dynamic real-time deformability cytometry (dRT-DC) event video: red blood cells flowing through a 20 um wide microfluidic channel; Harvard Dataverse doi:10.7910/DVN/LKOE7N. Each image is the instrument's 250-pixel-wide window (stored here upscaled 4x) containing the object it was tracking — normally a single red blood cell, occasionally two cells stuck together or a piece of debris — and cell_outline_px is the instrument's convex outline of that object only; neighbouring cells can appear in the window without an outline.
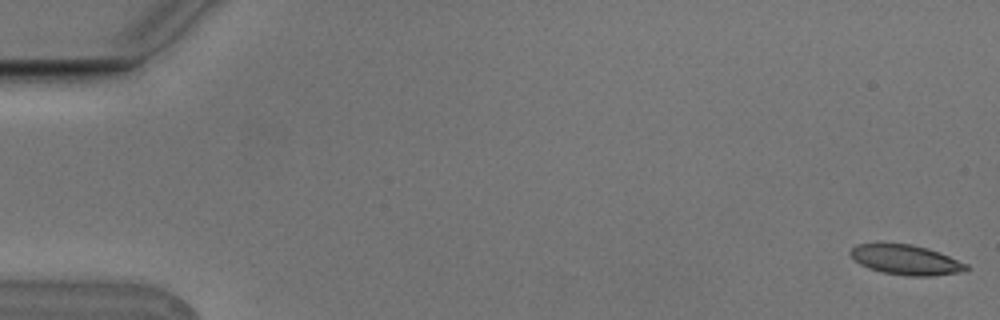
{"species": "Egyptian fruit bat (a non-hibernating species)", "species_latin": "Rousettus aegyptiacus", "temperature_condition": "cold", "stored_images_in_passage": 5, "camera_frame_rate_fps": 3000, "um_per_image_px": 0.085, "animal": {"sex": "male"}, "frame": {"image": 1, "passage_image": 1, "time_ms": 0.0, "image_size_px": [1000, 320], "cell_outline_px": [[972, 268], [964, 272], [932, 276], [908, 276], [880, 272], [868, 268], [860, 264], [848, 252], [856, 244], [912, 244], [928, 248], [940, 252], [968, 264]], "centroid_in_image_um": [77.07, 22.1], "position_along_channel_um": 7.9, "area_um2": 20.35}}
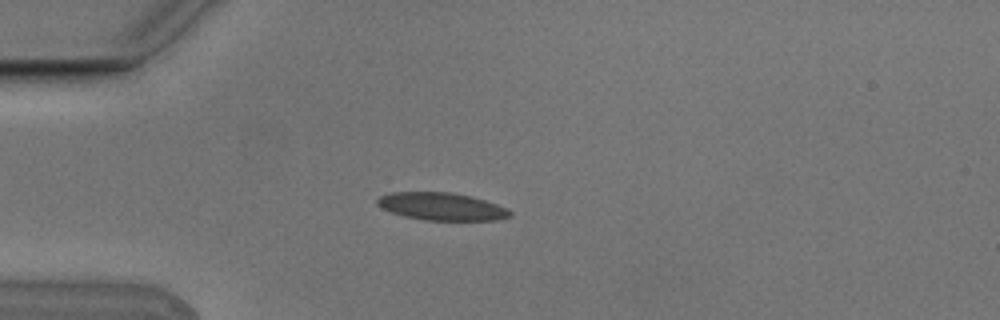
{"frame": {"image": 2, "passage_image": 5, "time_ms": 1.333, "image_size_px": [1000, 320], "cell_outline_px": [[512, 216], [496, 220], [424, 220], [404, 216], [380, 208], [376, 204], [376, 200], [380, 196], [392, 192], [452, 192], [484, 200], [508, 208], [512, 212]], "centroid_in_image_um": [37.53, 17.55], "position_along_channel_um": 47.5, "area_um2": 21.33}}